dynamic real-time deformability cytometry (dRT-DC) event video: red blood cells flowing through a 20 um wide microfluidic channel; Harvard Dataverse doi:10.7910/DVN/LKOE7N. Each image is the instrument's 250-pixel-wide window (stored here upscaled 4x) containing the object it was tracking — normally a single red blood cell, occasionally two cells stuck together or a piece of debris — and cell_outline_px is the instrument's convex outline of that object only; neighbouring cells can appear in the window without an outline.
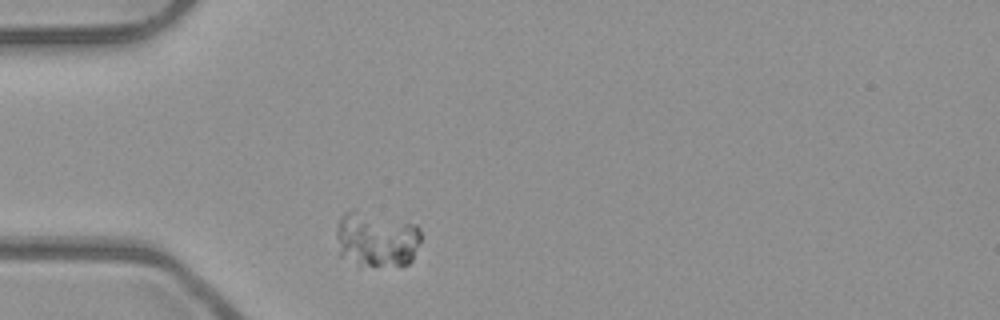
{"species": "common noctule bat (a hibernating species)", "species_latin": "Nyctalus noctula", "temperature_condition": "room temperature", "stored_images_in_passage": 1, "camera_frame_rate_fps": 3000, "um_per_image_px": 0.085, "animal": {"sex": "male", "body_mass_g": 23.1, "forearm_length_mm": 52.7}, "frame": {"image": 1, "passage_image": 1, "time_ms": 0.0, "image_size_px": [1000, 320], "cell_outline_px": [[420, 240], [412, 260], [408, 264], [400, 268], [368, 264], [340, 256], [336, 236], [336, 232], [340, 216], [344, 212], [352, 208], [416, 224], [420, 228]], "centroid_in_image_um": [32.02, 20.31], "position_along_channel_um": 53.0, "area_um2": 27.4}}